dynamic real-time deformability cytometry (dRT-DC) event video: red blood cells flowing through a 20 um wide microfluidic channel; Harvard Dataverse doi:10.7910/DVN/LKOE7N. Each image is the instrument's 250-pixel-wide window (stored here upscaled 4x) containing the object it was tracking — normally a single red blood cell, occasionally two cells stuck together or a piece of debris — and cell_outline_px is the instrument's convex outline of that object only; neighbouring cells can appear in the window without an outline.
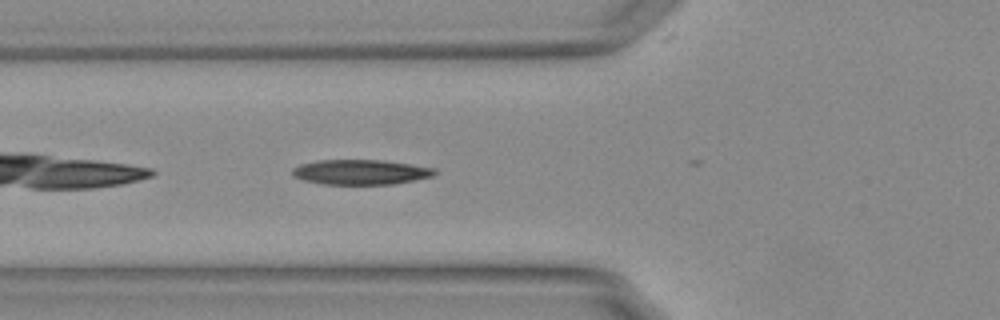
{"species": "Egyptian fruit bat (a non-hibernating species)", "species_latin": "Rousettus aegyptiacus", "temperature_condition": "warm", "stored_images_in_passage": 26, "camera_frame_rate_fps": 3000, "um_per_image_px": 0.085, "animal": {"sex": "female"}, "frame": {"image": 1, "passage_image": 4, "time_ms": 1.0, "image_size_px": [1000, 320], "cell_outline_px": [[436, 172], [432, 176], [392, 184], [320, 184], [304, 180], [292, 176], [292, 168], [300, 164], [320, 160], [380, 160], [436, 168]], "centroid_in_image_um": [30.6, 14.63], "position_along_channel_um": 95.2, "area_um2": 20.52}}
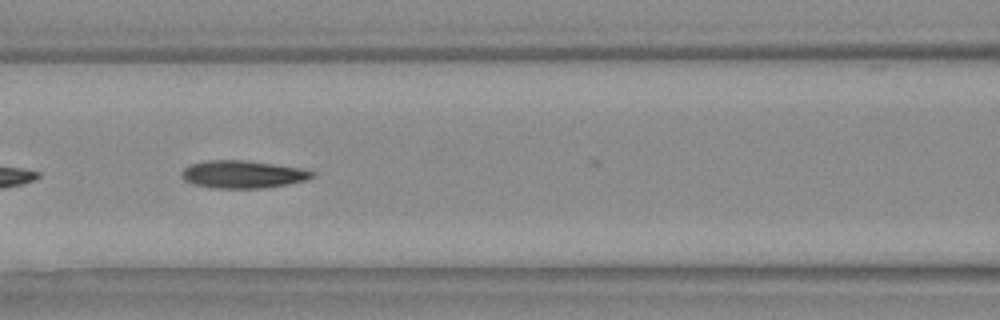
{"frame": {"image": 2, "passage_image": 8, "time_ms": 2.333, "image_size_px": [1000, 320], "cell_outline_px": [[316, 176], [308, 180], [288, 184], [264, 188], [212, 188], [192, 184], [184, 180], [180, 176], [180, 172], [184, 168], [192, 164], [208, 160], [240, 160], [272, 164], [300, 168], [316, 172]], "centroid_in_image_um": [20.63, 14.83], "position_along_channel_um": 146.0, "area_um2": 21.1}}